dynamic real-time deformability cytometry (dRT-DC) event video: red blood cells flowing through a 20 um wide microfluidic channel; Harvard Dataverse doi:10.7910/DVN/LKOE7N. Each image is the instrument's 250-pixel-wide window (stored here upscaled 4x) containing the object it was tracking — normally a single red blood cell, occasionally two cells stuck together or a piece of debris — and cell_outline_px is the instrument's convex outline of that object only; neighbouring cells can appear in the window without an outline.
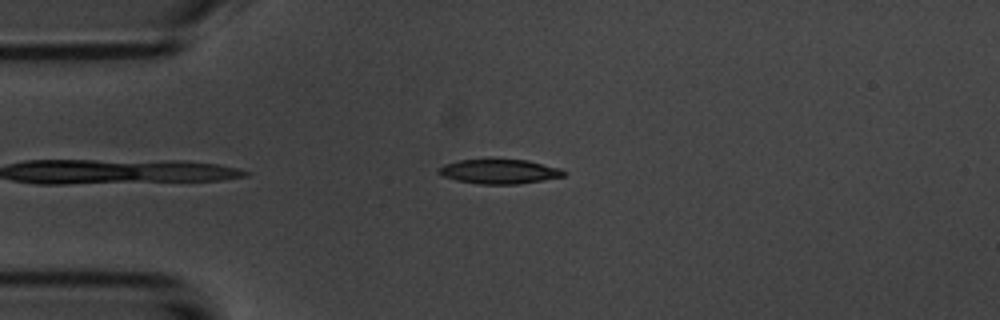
{"species": "common noctule bat (a hibernating species)", "species_latin": "Nyctalus noctula", "temperature_condition": "room temperature", "stored_images_in_passage": 38, "camera_frame_rate_fps": 3000, "um_per_image_px": 0.085, "animal": {"sex": "male", "body_mass_g": 20.1, "forearm_length_mm": 53.5}, "frame": {"image": 1, "passage_image": 1, "time_ms": 0.0, "image_size_px": [1000, 320], "cell_outline_px": [[564, 176], [516, 184], [480, 184], [456, 180], [444, 176], [436, 172], [436, 168], [444, 164], [460, 160], [528, 160], [560, 168], [564, 172]], "centroid_in_image_um": [42.38, 14.58], "position_along_channel_um": 42.6, "area_um2": 17.57}}
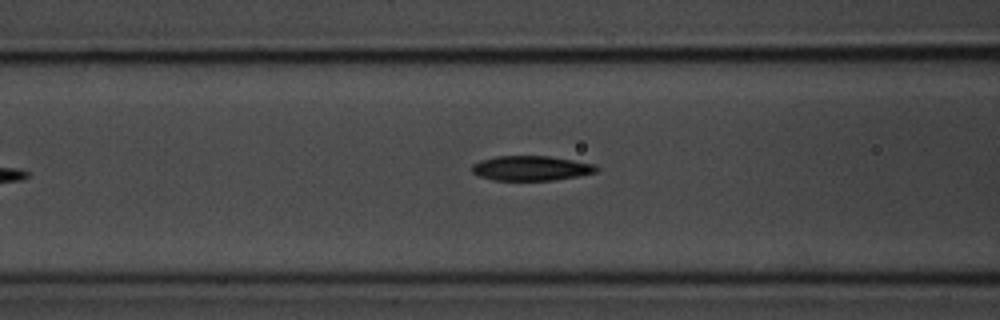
{"frame": {"image": 2, "passage_image": 9, "time_ms": 2.667, "image_size_px": [1000, 320], "cell_outline_px": [[600, 168], [596, 172], [576, 176], [552, 180], [492, 180], [480, 176], [472, 172], [472, 164], [480, 160], [496, 156], [548, 156], [596, 164]], "centroid_in_image_um": [45.13, 14.29], "position_along_channel_um": 121.5, "area_um2": 17.92}}
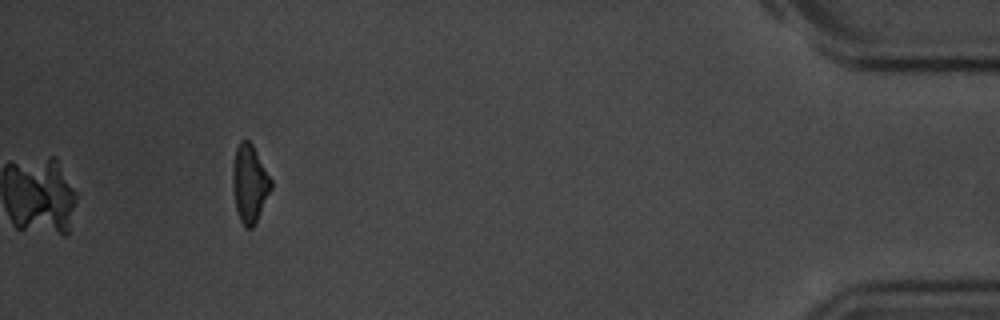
{"frame": {"image": 3, "passage_image": 38, "time_ms": 12.333, "image_size_px": [1000, 320], "cell_outline_px": [[272, 188], [256, 224], [252, 228], [244, 228], [240, 220], [236, 208], [232, 184], [232, 168], [236, 148], [240, 140], [248, 140], [252, 144], [272, 180]], "centroid_in_image_um": [21.22, 15.63], "position_along_channel_um": 414.0, "area_um2": 17.51}, "authors_computed_cell_mechanics": {"area_um2": 18.785, "velocity_mm_per_s": 3.6973, "shape_relaxation_time_tau1_ms": 3.1391, "shape_relaxation_time_tau2_ms": 4.7905, "deformation_change_tau1": 0.1419, "deformation_change_tau2": 0.1232}}